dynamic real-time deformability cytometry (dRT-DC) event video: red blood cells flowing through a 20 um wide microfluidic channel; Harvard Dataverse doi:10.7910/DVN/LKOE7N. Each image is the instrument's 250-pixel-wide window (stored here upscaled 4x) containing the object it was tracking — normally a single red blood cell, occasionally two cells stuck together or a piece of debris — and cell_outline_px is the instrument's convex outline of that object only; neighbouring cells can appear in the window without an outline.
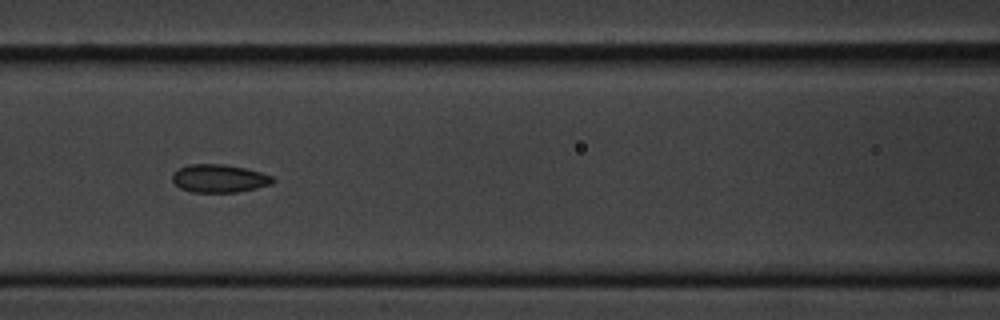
{"species": "common noctule bat (a hibernating species)", "species_latin": "Nyctalus noctula", "temperature_condition": "cold", "stored_images_in_passage": 9, "camera_frame_rate_fps": 3000, "um_per_image_px": 0.085, "animal": {"sex": "male", "body_mass_g": 20.1, "forearm_length_mm": 53.5}, "frame": {"image": 1, "passage_image": 6, "time_ms": 5.667, "image_size_px": [1000, 320], "cell_outline_px": [[276, 180], [272, 184], [256, 188], [236, 192], [192, 192], [180, 188], [172, 180], [172, 172], [188, 164], [224, 164], [244, 168], [260, 172], [272, 176]], "centroid_in_image_um": [18.63, 15.16], "position_along_channel_um": 148.0, "area_um2": 16.42}}
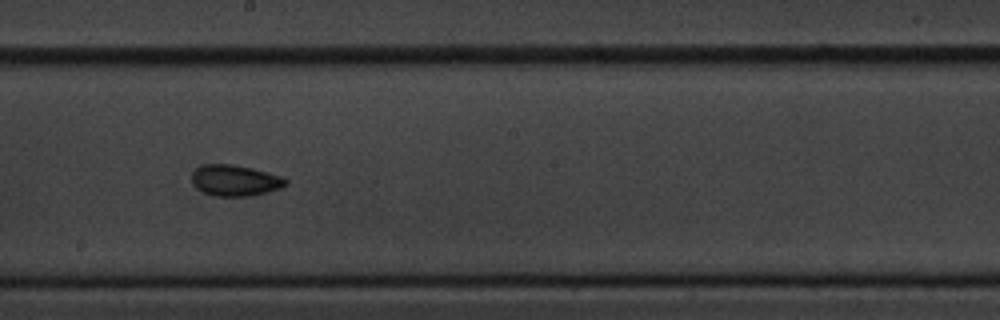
{"frame": {"image": 2, "passage_image": 8, "time_ms": 8.0, "image_size_px": [1000, 320], "cell_outline_px": [[288, 184], [280, 188], [268, 192], [252, 196], [216, 196], [204, 192], [196, 188], [192, 184], [192, 172], [200, 164], [232, 164], [252, 168], [268, 172], [280, 176], [288, 180]], "centroid_in_image_um": [19.97, 15.33], "position_along_channel_um": 228.2, "area_um2": 17.17}}
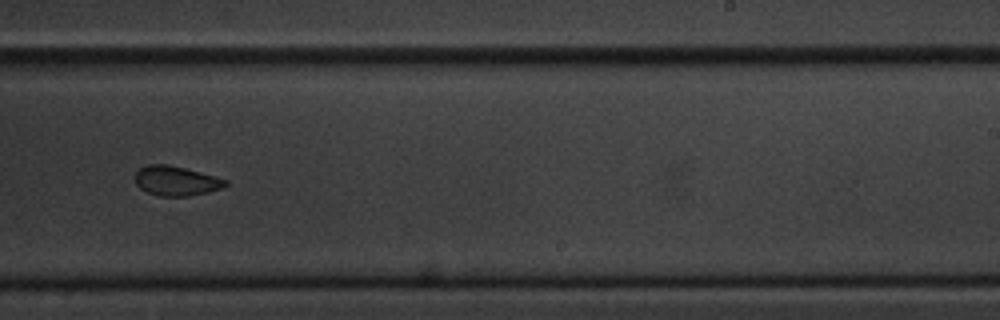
{"frame": {"image": 3, "passage_image": 9, "time_ms": 9.333, "image_size_px": [1000, 320], "cell_outline_px": [[228, 184], [224, 188], [208, 192], [188, 196], [160, 196], [148, 192], [140, 188], [136, 184], [136, 172], [140, 168], [148, 164], [168, 164], [184, 168], [228, 180]], "centroid_in_image_um": [14.98, 15.38], "position_along_channel_um": 274.0, "area_um2": 15.49}}